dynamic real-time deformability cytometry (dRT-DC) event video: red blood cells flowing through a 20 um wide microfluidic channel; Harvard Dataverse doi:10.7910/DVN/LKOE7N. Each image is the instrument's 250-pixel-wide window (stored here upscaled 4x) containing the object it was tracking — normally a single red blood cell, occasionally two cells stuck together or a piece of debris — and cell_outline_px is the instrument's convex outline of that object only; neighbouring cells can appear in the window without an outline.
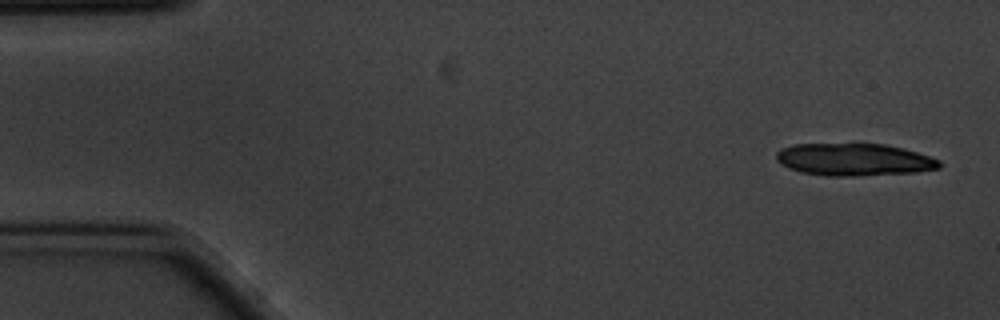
{"species": "common noctule bat (a hibernating species)", "species_latin": "Nyctalus noctula", "temperature_condition": "cold", "stored_images_in_passage": 4, "camera_frame_rate_fps": 3000, "um_per_image_px": 0.085, "animal": {"sex": "male", "body_mass_g": 20.1, "forearm_length_mm": 53.5}, "frame": {"image": 1, "passage_image": 1, "time_ms": 0.0, "image_size_px": [1000, 320], "cell_outline_px": [[940, 168], [916, 172], [856, 176], [828, 176], [800, 172], [788, 168], [780, 164], [776, 160], [776, 152], [780, 148], [792, 144], [884, 144], [904, 148], [940, 160]], "centroid_in_image_um": [72.55, 13.57], "position_along_channel_um": 12.5, "area_um2": 30.87}}